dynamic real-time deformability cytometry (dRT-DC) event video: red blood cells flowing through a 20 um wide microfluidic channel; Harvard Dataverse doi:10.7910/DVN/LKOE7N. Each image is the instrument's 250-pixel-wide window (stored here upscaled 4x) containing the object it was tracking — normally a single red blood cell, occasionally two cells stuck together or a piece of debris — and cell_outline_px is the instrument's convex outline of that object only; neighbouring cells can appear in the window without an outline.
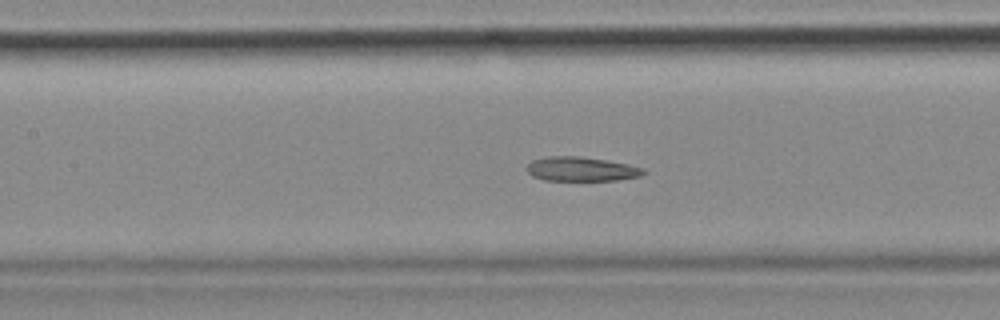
{"species": "common noctule bat (a hibernating species)", "species_latin": "Nyctalus noctula", "temperature_condition": "cold", "stored_images_in_passage": 31, "camera_frame_rate_fps": 3000, "um_per_image_px": 0.085, "animal": {"sex": "female", "body_mass_g": 18.4}, "frame": {"image": 1, "passage_image": 25, "time_ms": 8.0, "image_size_px": [1000, 320], "cell_outline_px": [[648, 172], [640, 176], [616, 180], [544, 180], [532, 176], [528, 172], [528, 164], [532, 160], [548, 156], [580, 156], [608, 160], [628, 164], [644, 168]], "centroid_in_image_um": [49.44, 14.36], "position_along_channel_um": 158.0, "area_um2": 16.53}}